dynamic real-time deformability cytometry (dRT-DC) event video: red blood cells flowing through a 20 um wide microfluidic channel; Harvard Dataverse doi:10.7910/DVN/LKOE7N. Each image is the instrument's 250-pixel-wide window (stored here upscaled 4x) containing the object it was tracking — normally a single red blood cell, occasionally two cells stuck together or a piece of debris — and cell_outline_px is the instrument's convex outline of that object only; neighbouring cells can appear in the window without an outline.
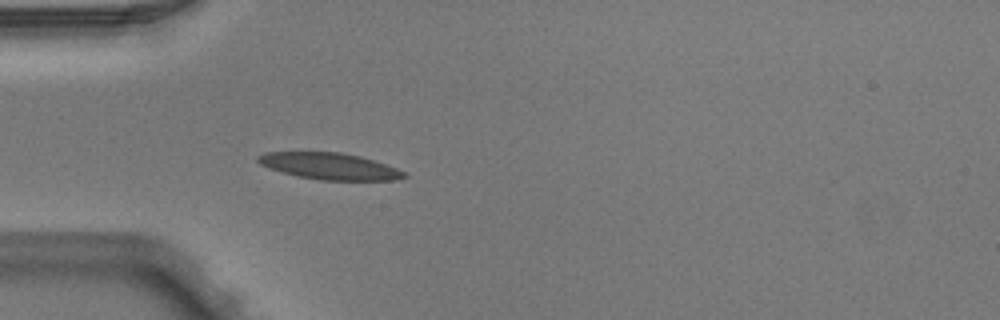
{"species": "Egyptian fruit bat (a non-hibernating species)", "species_latin": "Rousettus aegyptiacus", "temperature_condition": "warm", "stored_images_in_passage": 1, "camera_frame_rate_fps": 3000, "um_per_image_px": 0.085, "animal": {"sex": "male"}, "frame": {"image": 1, "passage_image": 1, "time_ms": 0.0, "image_size_px": [1000, 320], "cell_outline_px": [[408, 176], [396, 180], [320, 180], [296, 176], [268, 168], [260, 164], [256, 160], [256, 156], [264, 152], [340, 152], [360, 156], [396, 168], [404, 172]], "centroid_in_image_um": [27.96, 14.12], "position_along_channel_um": 57.0, "area_um2": 22.6}}